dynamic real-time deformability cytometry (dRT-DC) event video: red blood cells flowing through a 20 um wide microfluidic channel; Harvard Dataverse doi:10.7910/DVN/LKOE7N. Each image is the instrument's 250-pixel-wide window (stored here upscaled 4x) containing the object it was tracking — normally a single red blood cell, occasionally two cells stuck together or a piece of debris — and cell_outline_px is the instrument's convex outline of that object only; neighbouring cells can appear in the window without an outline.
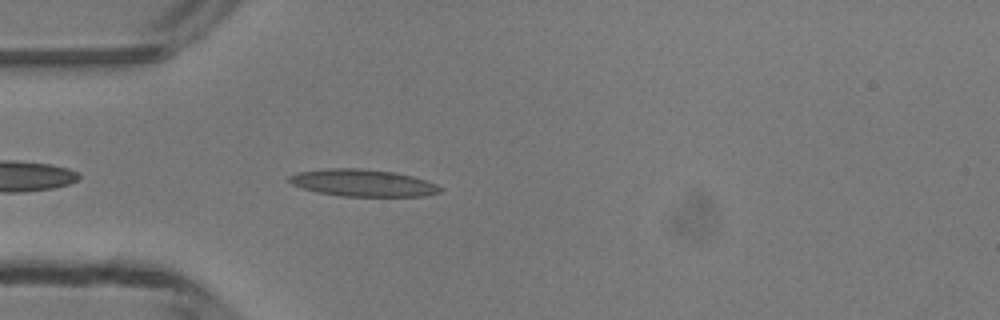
{"species": "common noctule bat (a hibernating species)", "species_latin": "Nyctalus noctula", "temperature_condition": "room temperature", "stored_images_in_passage": 36, "camera_frame_rate_fps": 3000, "um_per_image_px": 0.085, "animal": {"sex": "male", "body_mass_g": 13.3}, "frame": {"image": 1, "passage_image": 3, "time_ms": 0.667, "image_size_px": [1000, 320], "cell_outline_px": [[444, 188], [440, 192], [424, 196], [344, 196], [316, 192], [300, 188], [284, 180], [288, 176], [296, 172], [328, 168], [360, 168], [396, 172], [412, 176], [436, 184]], "centroid_in_image_um": [30.78, 15.54], "position_along_channel_um": 54.2, "area_um2": 24.04}}
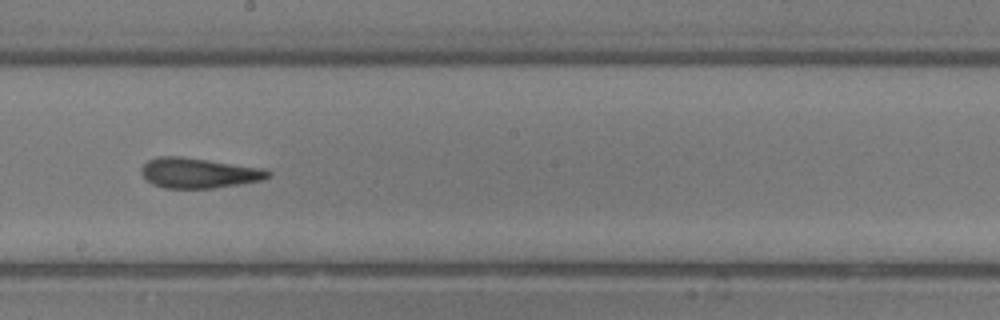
{"frame": {"image": 2, "passage_image": 16, "time_ms": 5.0, "image_size_px": [1000, 320], "cell_outline_px": [[272, 172], [264, 180], [216, 188], [164, 188], [152, 184], [140, 172], [140, 168], [148, 160], [156, 156], [180, 156], [264, 168]], "centroid_in_image_um": [16.89, 14.7], "position_along_channel_um": 231.3, "area_um2": 22.37}}
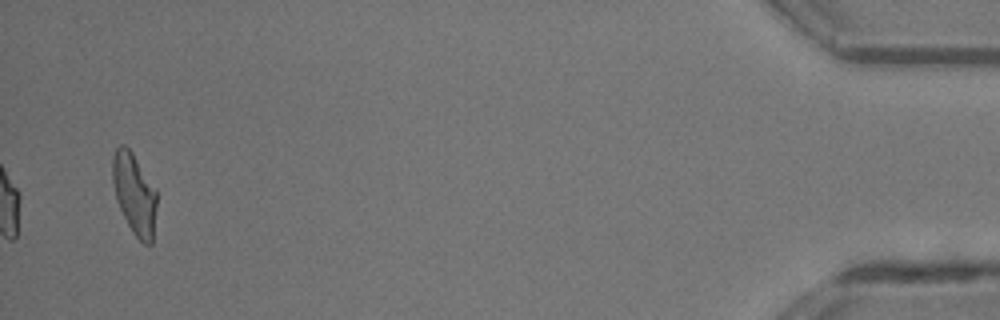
{"frame": {"image": 3, "passage_image": 36, "time_ms": 11.667, "image_size_px": [1000, 320], "cell_outline_px": [[156, 208], [152, 244], [144, 244], [132, 232], [116, 200], [112, 180], [112, 156], [116, 148], [120, 144], [124, 144], [132, 152], [156, 188]], "centroid_in_image_um": [11.41, 16.45], "position_along_channel_um": 423.8, "area_um2": 20.92}, "authors_computed_cell_mechanics": {"area_um2": 21.6172, "velocity_mm_per_s": 4.2252, "shape_relaxation_time_tau1_ms": 4.9899, "shape_relaxation_time_tau2_ms": 2.1733, "deformation_change_tau1": 0.1895, "deformation_change_tau2": 0.1357}}